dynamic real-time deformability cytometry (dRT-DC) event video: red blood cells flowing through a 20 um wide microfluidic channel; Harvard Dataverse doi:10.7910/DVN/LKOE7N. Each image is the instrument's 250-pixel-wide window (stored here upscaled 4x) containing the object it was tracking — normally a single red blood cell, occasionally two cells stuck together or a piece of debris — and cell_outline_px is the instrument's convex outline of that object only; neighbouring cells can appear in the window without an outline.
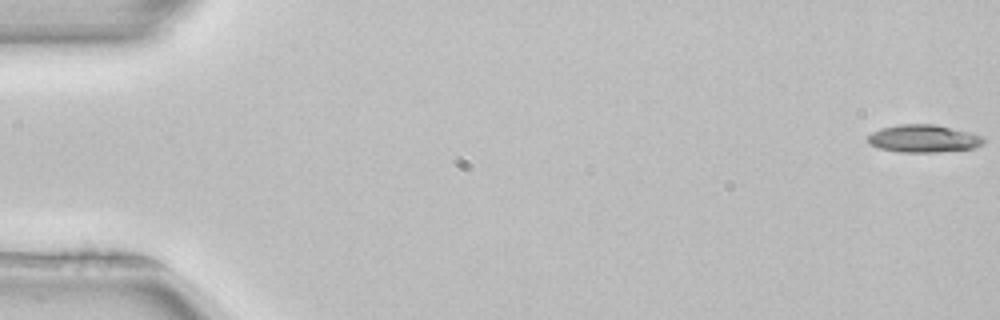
{"species": "common noctule bat (a hibernating species)", "species_latin": "Nyctalus noctula", "temperature_condition": "room temperature", "stored_images_in_passage": 53, "camera_frame_rate_fps": 3000, "um_per_image_px": 0.085, "animal": {"sex": "female", "body_mass_g": 22.7, "forearm_length_mm": 54.2}, "frame": {"image": 1, "passage_image": 1, "time_ms": 0.0, "image_size_px": [1000, 320], "cell_outline_px": [[984, 144], [976, 148], [936, 152], [900, 152], [880, 148], [868, 144], [868, 136], [872, 132], [880, 128], [900, 124], [936, 124], [972, 132], [984, 136]], "centroid_in_image_um": [78.54, 11.77], "position_along_channel_um": 6.5, "area_um2": 18.9}}
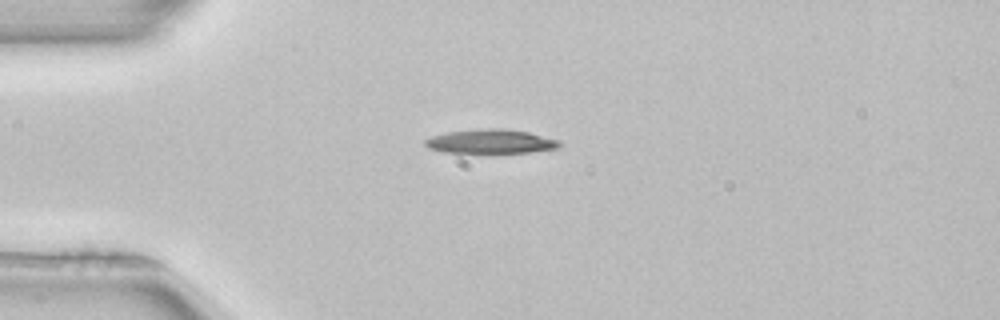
{"frame": {"image": 2, "passage_image": 14, "time_ms": 4.333, "image_size_px": [1000, 320], "cell_outline_px": [[560, 148], [532, 152], [444, 152], [428, 148], [424, 144], [424, 140], [432, 136], [448, 132], [484, 128], [500, 128], [528, 132], [560, 140]], "centroid_in_image_um": [41.73, 12.02], "position_along_channel_um": 43.3, "area_um2": 18.73}}
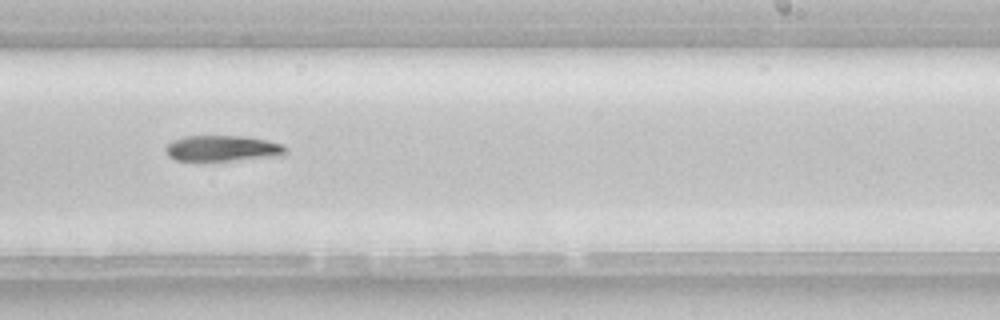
{"frame": {"image": 3, "passage_image": 33, "time_ms": 10.667, "image_size_px": [1000, 320], "cell_outline_px": [[288, 148], [284, 156], [232, 160], [176, 160], [168, 156], [164, 148], [172, 140], [184, 136], [244, 136], [268, 140], [284, 144]], "centroid_in_image_um": [18.96, 12.6], "position_along_channel_um": 270.0, "area_um2": 18.21}, "authors_computed_cell_mechanics": {"area_um2": 18.6694, "velocity_mm_per_s": 3.9622, "shape_relaxation_time_tau1_ms": 5.607, "shape_relaxation_time_tau2_ms": null, "deformation_change_tau1": 0.1235, "deformation_change_tau2": null}}